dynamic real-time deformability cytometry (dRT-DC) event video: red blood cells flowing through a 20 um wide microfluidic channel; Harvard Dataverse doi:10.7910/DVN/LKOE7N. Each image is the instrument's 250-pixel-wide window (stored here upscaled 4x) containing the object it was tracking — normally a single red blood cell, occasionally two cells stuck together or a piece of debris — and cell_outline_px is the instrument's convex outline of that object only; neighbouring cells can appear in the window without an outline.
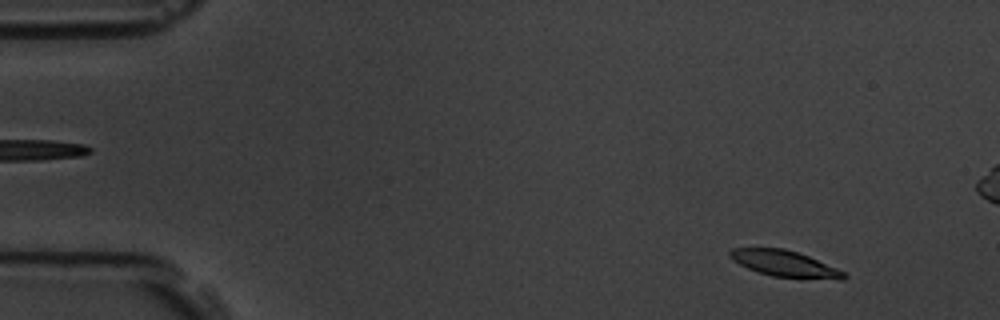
{"species": "common noctule bat (a hibernating species)", "species_latin": "Nyctalus noctula", "temperature_condition": "room temperature", "stored_images_in_passage": 58, "camera_frame_rate_fps": 3000, "um_per_image_px": 0.085, "animal": {"sex": "male", "body_mass_g": 19.5, "forearm_length_mm": 54.6}, "frame": {"image": 1, "passage_image": 5, "time_ms": 1.333, "image_size_px": [1000, 320], "cell_outline_px": [[848, 276], [844, 280], [840, 280], [772, 276], [756, 272], [732, 260], [728, 256], [728, 252], [732, 248], [784, 248], [808, 256], [836, 268], [844, 272]], "centroid_in_image_um": [66.68, 22.41], "position_along_channel_um": 18.3, "area_um2": 17.34}}
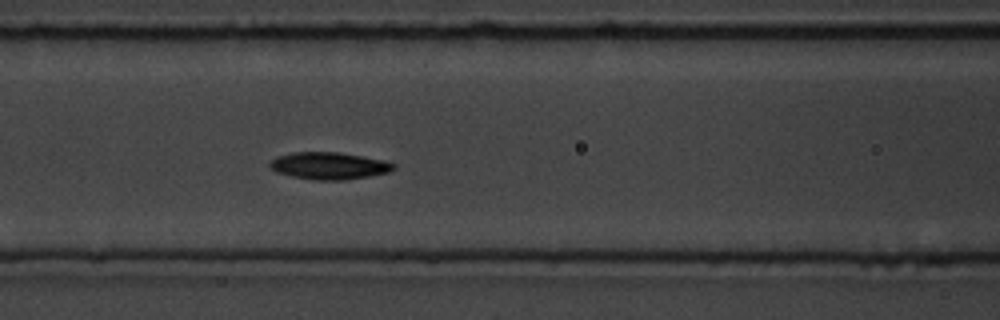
{"frame": {"image": 2, "passage_image": 24, "time_ms": 7.667, "image_size_px": [1000, 320], "cell_outline_px": [[396, 168], [388, 172], [368, 176], [344, 180], [312, 180], [292, 176], [276, 172], [268, 164], [276, 156], [292, 152], [336, 152], [384, 160], [396, 164]], "centroid_in_image_um": [27.95, 14.09], "position_along_channel_um": 138.6, "area_um2": 19.48}}
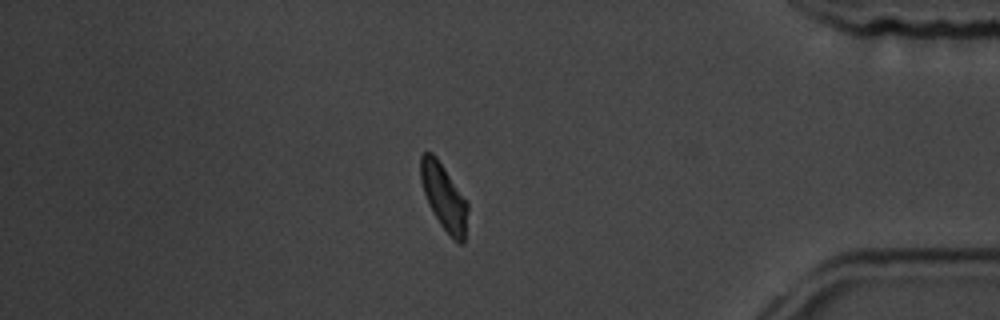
{"frame": {"image": 3, "passage_image": 49, "time_ms": 16.0, "image_size_px": [1000, 320], "cell_outline_px": [[468, 208], [464, 244], [460, 244], [440, 224], [428, 204], [420, 180], [420, 156], [424, 152], [432, 152], [436, 156], [468, 200]], "centroid_in_image_um": [37.74, 16.7], "position_along_channel_um": 397.5, "area_um2": 18.21}, "authors_computed_cell_mechanics": {"area_um2": 18.6405, "velocity_mm_per_s": 3.5131, "shape_relaxation_time_tau1_ms": 2.3236, "shape_relaxation_time_tau2_ms": null, "deformation_change_tau1": 0.1272, "deformation_change_tau2": null}}